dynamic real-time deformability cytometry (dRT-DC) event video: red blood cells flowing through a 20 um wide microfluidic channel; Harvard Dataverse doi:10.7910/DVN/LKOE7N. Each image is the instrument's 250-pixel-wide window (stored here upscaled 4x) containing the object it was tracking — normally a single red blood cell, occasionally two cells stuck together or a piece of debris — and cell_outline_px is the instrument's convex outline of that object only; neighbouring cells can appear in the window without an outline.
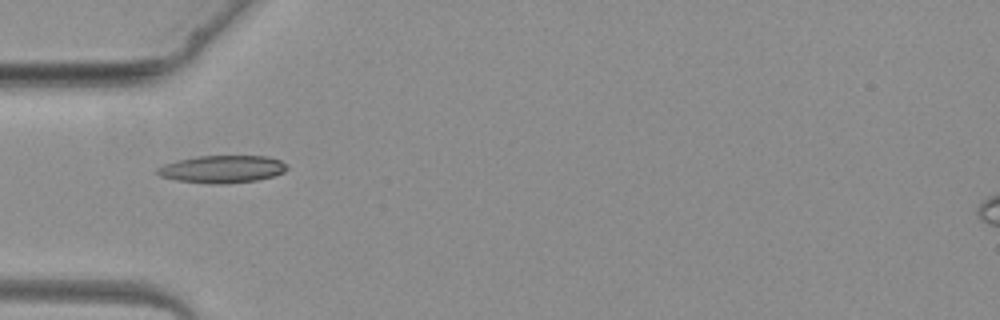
{"species": "common noctule bat (a hibernating species)", "species_latin": "Nyctalus noctula", "temperature_condition": "warm", "stored_images_in_passage": 5, "camera_frame_rate_fps": 3000, "um_per_image_px": 0.085, "animal": {"sex": "female", "body_mass_g": 19.3, "forearm_length_mm": 54.1}, "frame": {"image": 1, "passage_image": 4, "time_ms": 3.667, "image_size_px": [1000, 320], "cell_outline_px": [[288, 168], [284, 172], [272, 176], [256, 180], [220, 184], [212, 184], [176, 180], [160, 176], [156, 172], [156, 168], [164, 164], [176, 160], [196, 156], [268, 156], [280, 160], [288, 164]], "centroid_in_image_um": [18.88, 14.36], "position_along_channel_um": 66.1, "area_um2": 20.81}}
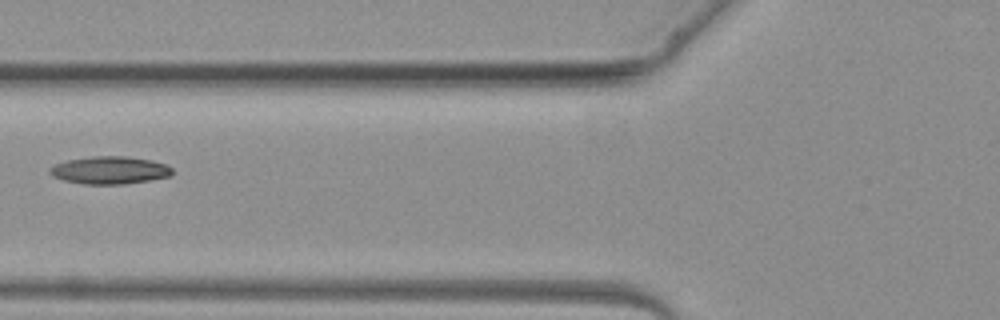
{"frame": {"image": 2, "passage_image": 5, "time_ms": 4.667, "image_size_px": [1000, 320], "cell_outline_px": [[172, 176], [124, 184], [84, 184], [64, 180], [52, 176], [48, 172], [48, 168], [56, 164], [68, 160], [92, 156], [128, 156], [152, 160], [164, 164], [172, 168]], "centroid_in_image_um": [9.32, 14.46], "position_along_channel_um": 116.5, "area_um2": 19.71}}